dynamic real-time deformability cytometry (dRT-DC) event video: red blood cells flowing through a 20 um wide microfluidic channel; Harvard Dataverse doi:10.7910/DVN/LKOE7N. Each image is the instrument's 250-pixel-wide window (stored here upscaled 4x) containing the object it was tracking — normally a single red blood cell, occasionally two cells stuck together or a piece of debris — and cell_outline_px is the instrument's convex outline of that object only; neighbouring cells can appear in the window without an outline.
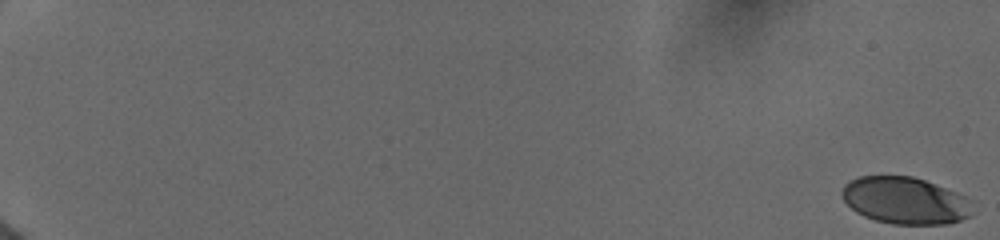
{"species": "human", "species_latin": "Homo sapiens", "temperature_condition": "cold", "stored_images_in_passage": 12, "camera_frame_rate_fps": 3000, "um_per_image_px": 0.085, "donor": {"sex": "female"}, "frame": {"image": 1, "passage_image": 1, "time_ms": 0.0, "image_size_px": [1000, 240], "cell_outline_px": [[976, 212], [960, 220], [948, 224], [892, 224], [876, 220], [864, 216], [856, 212], [844, 200], [840, 192], [844, 184], [860, 176], [912, 176], [936, 184], [976, 200]], "centroid_in_image_um": [77.02, 17.05], "position_along_channel_um": 8.0, "area_um2": 36.24}}
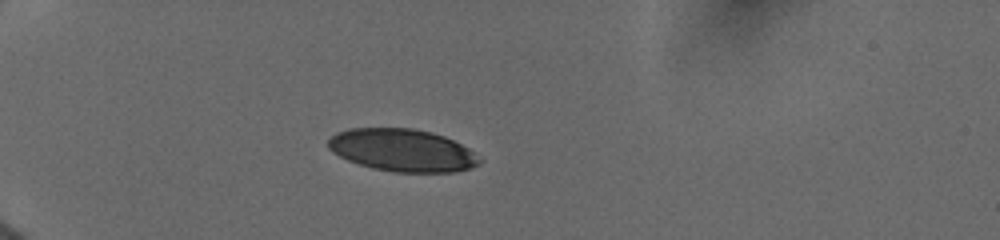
{"frame": {"image": 2, "passage_image": 9, "time_ms": 6.0, "image_size_px": [1000, 240], "cell_outline_px": [[484, 160], [480, 164], [468, 168], [452, 172], [396, 172], [372, 168], [348, 160], [332, 152], [328, 148], [328, 140], [336, 132], [348, 128], [412, 128], [432, 132], [444, 136], [468, 148]], "centroid_in_image_um": [34.2, 12.76], "position_along_channel_um": 50.8, "area_um2": 37.45}}
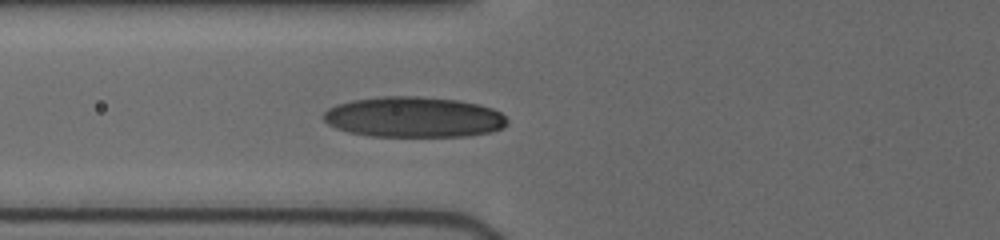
{"frame": {"image": 3, "passage_image": 12, "time_ms": 8.0, "image_size_px": [1000, 240], "cell_outline_px": [[508, 124], [504, 128], [492, 132], [464, 136], [372, 136], [348, 132], [336, 128], [328, 124], [320, 116], [328, 108], [336, 104], [352, 100], [380, 96], [416, 96], [460, 100], [480, 104], [492, 108], [500, 112], [508, 120]], "centroid_in_image_um": [35.17, 9.95], "position_along_channel_um": 90.6, "area_um2": 43.81}}